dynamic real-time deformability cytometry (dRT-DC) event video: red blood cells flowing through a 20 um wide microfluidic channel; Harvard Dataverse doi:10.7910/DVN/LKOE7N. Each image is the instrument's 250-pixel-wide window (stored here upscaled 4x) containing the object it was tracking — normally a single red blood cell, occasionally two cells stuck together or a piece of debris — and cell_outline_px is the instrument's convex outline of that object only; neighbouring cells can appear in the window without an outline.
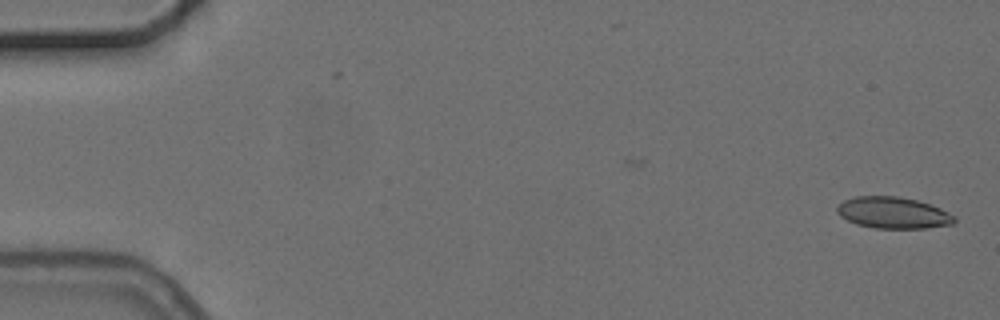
{"species": "common noctule bat (a hibernating species)", "species_latin": "Nyctalus noctula", "temperature_condition": "cold", "stored_images_in_passage": 6, "camera_frame_rate_fps": 3000, "um_per_image_px": 0.085, "animal": {"sex": "female", "body_mass_g": 24.6, "forearm_length_mm": 56.2}, "frame": {"image": 1, "passage_image": 1, "time_ms": 0.0, "image_size_px": [1000, 320], "cell_outline_px": [[956, 220], [952, 224], [924, 228], [876, 228], [856, 224], [840, 216], [836, 212], [836, 208], [844, 200], [856, 196], [900, 196], [916, 200], [940, 208], [956, 216]], "centroid_in_image_um": [75.91, 18.08], "position_along_channel_um": 9.1, "area_um2": 21.44}}
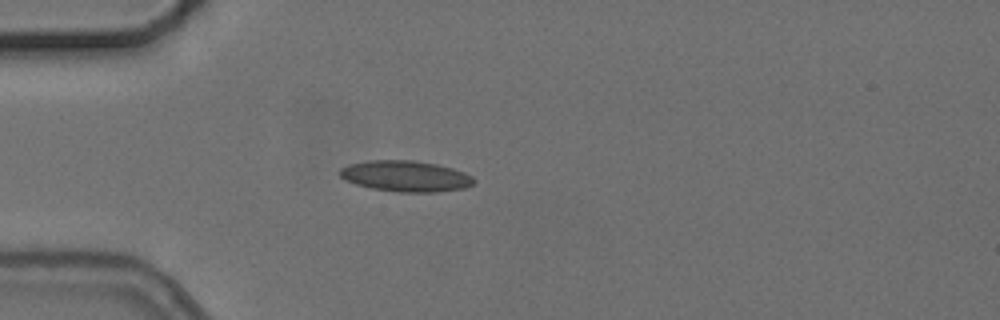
{"frame": {"image": 2, "passage_image": 5, "time_ms": 4.667, "image_size_px": [1000, 320], "cell_outline_px": [[476, 180], [472, 184], [464, 188], [436, 192], [396, 192], [372, 188], [356, 184], [340, 176], [340, 168], [348, 164], [368, 160], [412, 160], [436, 164], [452, 168], [464, 172], [472, 176]], "centroid_in_image_um": [34.49, 14.97], "position_along_channel_um": 50.5, "area_um2": 24.1}}